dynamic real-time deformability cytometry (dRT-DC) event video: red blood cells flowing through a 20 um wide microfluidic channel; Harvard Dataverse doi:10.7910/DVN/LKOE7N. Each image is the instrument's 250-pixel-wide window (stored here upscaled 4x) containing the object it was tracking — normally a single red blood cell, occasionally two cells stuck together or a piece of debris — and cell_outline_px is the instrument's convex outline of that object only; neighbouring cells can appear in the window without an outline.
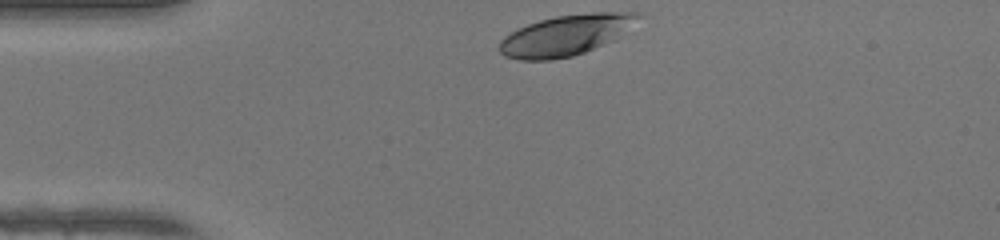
{"species": "human", "species_latin": "Homo sapiens", "temperature_condition": "warm", "stored_images_in_passage": 30, "camera_frame_rate_fps": 3000, "um_per_image_px": 0.085, "donor": {"sex": "female"}, "frame": {"image": 1, "passage_image": 1, "time_ms": 0.0, "image_size_px": [1000, 240], "cell_outline_px": [[644, 16], [612, 40], [604, 44], [584, 52], [572, 56], [552, 60], [520, 60], [504, 56], [500, 52], [500, 40], [504, 36], [516, 28], [540, 20], [556, 16], [592, 12], [640, 12]], "centroid_in_image_um": [48.07, 2.98], "position_along_channel_um": 36.9, "area_um2": 32.71}}
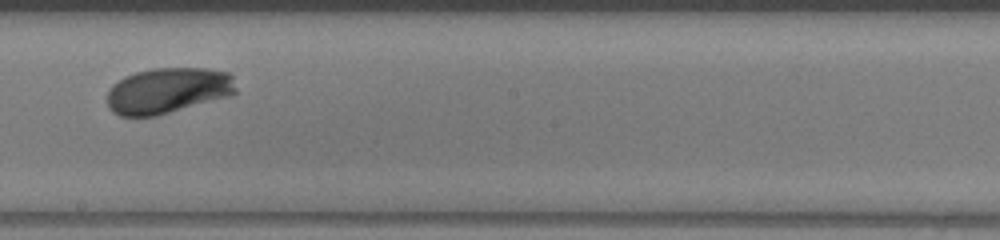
{"frame": {"image": 2, "passage_image": 18, "time_ms": 5.667, "image_size_px": [1000, 240], "cell_outline_px": [[236, 92], [232, 96], [156, 116], [120, 116], [112, 112], [108, 108], [108, 92], [112, 84], [124, 76], [136, 72], [152, 68], [208, 68], [228, 72], [232, 76], [236, 88]], "centroid_in_image_um": [14.28, 7.7], "position_along_channel_um": 233.9, "area_um2": 34.74}}
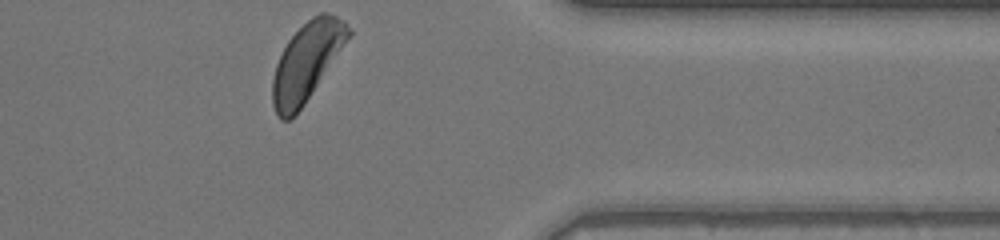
{"frame": {"image": 3, "passage_image": 30, "time_ms": 9.667, "image_size_px": [1000, 240], "cell_outline_px": [[352, 32], [304, 104], [288, 120], [280, 120], [276, 116], [272, 104], [272, 80], [276, 64], [288, 40], [312, 16], [320, 12], [328, 12], [344, 20], [352, 28]], "centroid_in_image_um": [26.05, 5.24], "position_along_channel_um": 385.3, "area_um2": 33.87}, "authors_computed_cell_mechanics": {"area_um2": 33.813, "velocity_mm_per_s": 4.1715, "shape_relaxation_time_tau1_ms": 2.3614, "shape_relaxation_time_tau2_ms": null, "deformation_change_tau1": 0.126, "deformation_change_tau2": null}}